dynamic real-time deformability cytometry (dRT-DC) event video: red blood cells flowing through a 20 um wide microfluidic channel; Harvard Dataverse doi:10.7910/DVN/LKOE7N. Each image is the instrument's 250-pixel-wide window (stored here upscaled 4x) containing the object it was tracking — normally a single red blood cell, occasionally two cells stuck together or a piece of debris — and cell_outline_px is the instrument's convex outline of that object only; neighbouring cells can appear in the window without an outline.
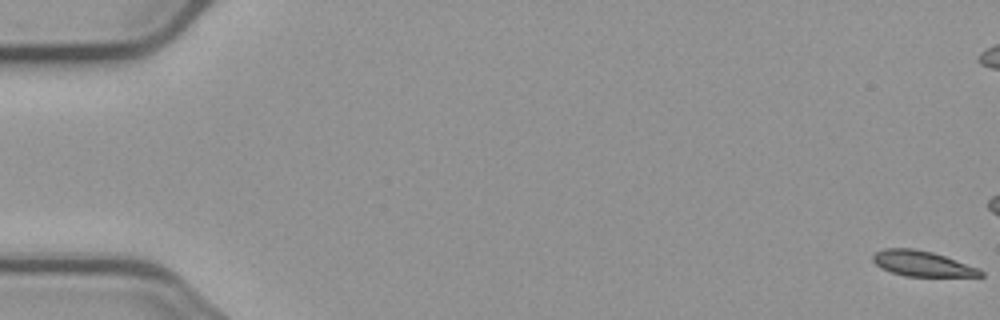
{"species": "common noctule bat (a hibernating species)", "species_latin": "Nyctalus noctula", "temperature_condition": "cold", "stored_images_in_passage": 16, "camera_frame_rate_fps": 3000, "um_per_image_px": 0.085, "animal": {"sex": "male", "body_mass_g": 23.1, "forearm_length_mm": 52.7}, "frame": {"image": 1, "passage_image": 1, "time_ms": 0.0, "image_size_px": [1000, 320], "cell_outline_px": [[984, 276], [904, 276], [880, 268], [872, 260], [872, 256], [876, 252], [884, 248], [912, 248], [932, 252], [980, 268], [984, 272]], "centroid_in_image_um": [78.38, 22.4], "position_along_channel_um": 6.6, "area_um2": 15.9}}
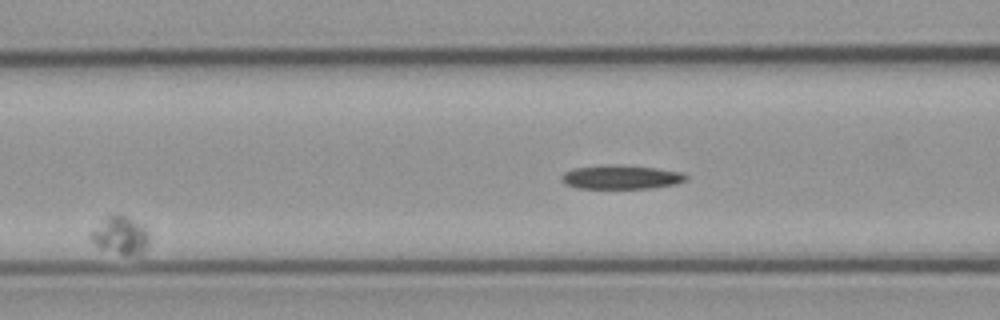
{"frame": {"image": 2, "passage_image": 7, "time_ms": 7.333, "image_size_px": [1000, 320], "cell_outline_px": [[148, 244], [140, 256], [124, 256], [100, 248], [88, 236], [104, 216], [116, 212], [120, 212], [144, 224], [148, 232]], "centroid_in_image_um": [10.26, 19.98], "position_along_channel_um": 156.3, "area_um2": 13.53}}
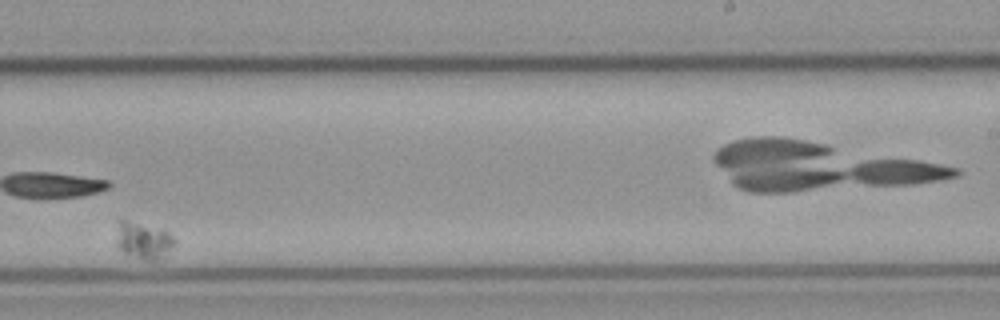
{"frame": {"image": 3, "passage_image": 10, "time_ms": 12.0, "image_size_px": [1000, 320], "cell_outline_px": [[176, 244], [160, 260], [144, 260], [124, 252], [116, 248], [116, 240], [120, 220], [128, 220], [164, 228], [176, 240]], "centroid_in_image_um": [12.23, 20.43], "position_along_channel_um": 276.8, "area_um2": 12.72}}